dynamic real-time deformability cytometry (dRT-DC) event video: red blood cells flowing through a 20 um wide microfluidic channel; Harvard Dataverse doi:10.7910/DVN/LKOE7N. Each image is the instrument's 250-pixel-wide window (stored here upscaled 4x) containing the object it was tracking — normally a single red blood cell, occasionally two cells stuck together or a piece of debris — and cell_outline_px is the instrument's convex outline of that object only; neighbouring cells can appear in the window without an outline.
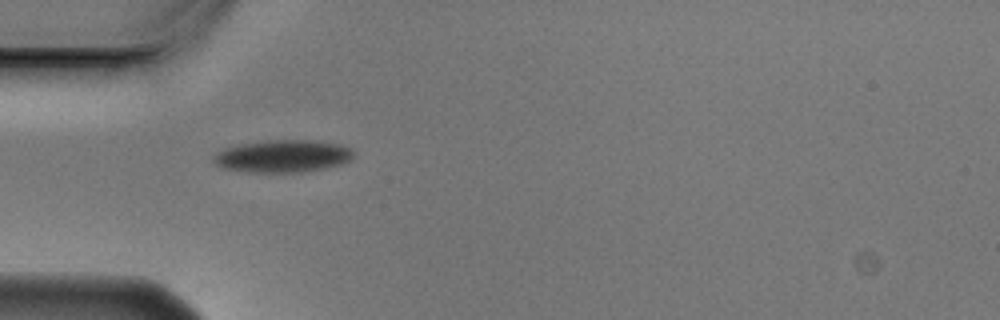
{"species": "Egyptian fruit bat (a non-hibernating species)", "species_latin": "Rousettus aegyptiacus", "temperature_condition": "cold", "stored_images_in_passage": 6, "camera_frame_rate_fps": 3000, "um_per_image_px": 0.085, "animal": {"sex": "male"}, "frame": {"image": 1, "passage_image": 1, "time_ms": 0.0, "image_size_px": [1000, 320], "cell_outline_px": [[352, 156], [348, 160], [340, 164], [324, 168], [300, 172], [248, 172], [224, 168], [216, 164], [212, 160], [212, 156], [224, 148], [240, 144], [268, 140], [316, 140], [340, 144], [348, 148], [352, 152]], "centroid_in_image_um": [23.99, 13.26], "position_along_channel_um": 61.0, "area_um2": 26.24}}
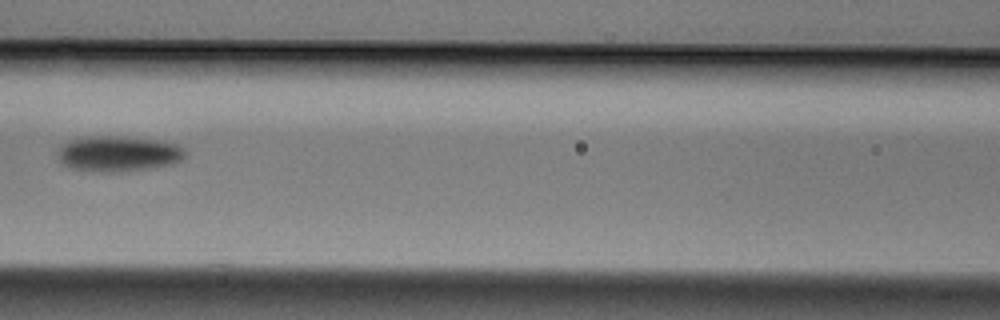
{"frame": {"image": 2, "passage_image": 3, "time_ms": 0.667, "image_size_px": [1000, 320], "cell_outline_px": [[188, 152], [184, 160], [172, 164], [144, 168], [112, 172], [104, 172], [72, 168], [64, 164], [60, 160], [56, 152], [60, 144], [68, 140], [88, 136], [124, 136], [160, 140], [176, 144], [184, 148]], "centroid_in_image_um": [10.07, 13.03], "position_along_channel_um": 156.5, "area_um2": 26.59}}
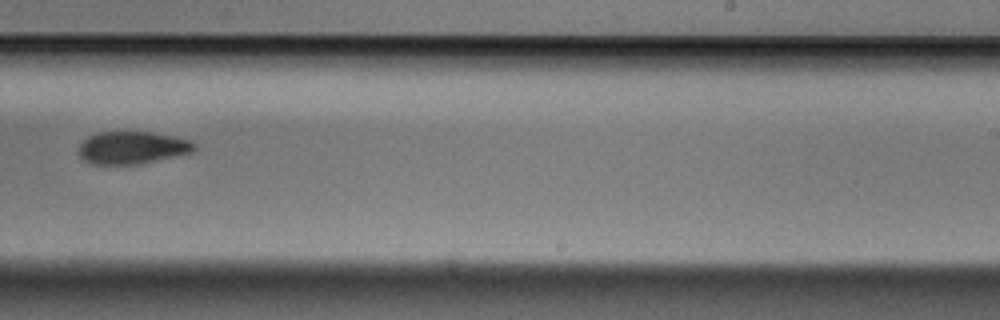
{"frame": {"image": 3, "passage_image": 6, "time_ms": 1.667, "image_size_px": [1000, 320], "cell_outline_px": [[196, 148], [192, 152], [176, 156], [140, 164], [92, 164], [84, 160], [80, 156], [80, 144], [88, 136], [96, 132], [152, 132], [176, 136], [192, 140], [196, 144]], "centroid_in_image_um": [11.28, 12.54], "position_along_channel_um": 277.7, "area_um2": 22.02}}